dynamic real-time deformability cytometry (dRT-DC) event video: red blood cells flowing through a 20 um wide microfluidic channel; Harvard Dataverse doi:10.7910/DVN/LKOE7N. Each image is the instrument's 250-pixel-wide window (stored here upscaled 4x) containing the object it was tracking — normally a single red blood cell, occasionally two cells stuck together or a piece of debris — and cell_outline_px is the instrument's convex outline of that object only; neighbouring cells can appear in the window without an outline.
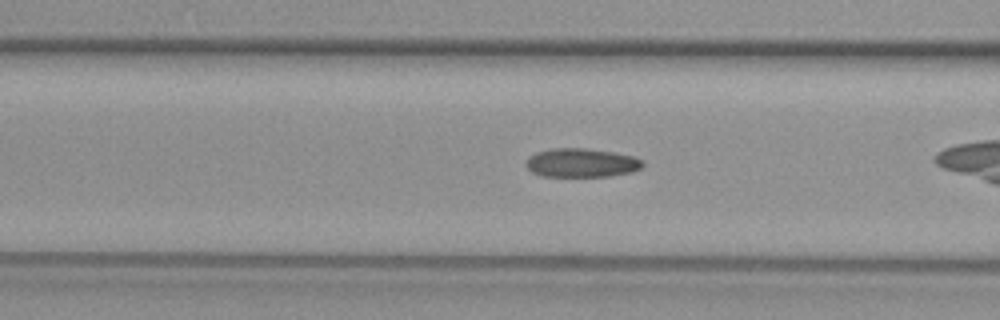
{"species": "common noctule bat (a hibernating species)", "species_latin": "Nyctalus noctula", "temperature_condition": "warm", "stored_images_in_passage": 24, "camera_frame_rate_fps": 3000, "um_per_image_px": 0.085, "animal": {"sex": "female", "body_mass_g": 29.2, "forearm_length_mm": 56.3}, "frame": {"image": 1, "passage_image": 11, "time_ms": 3.333, "image_size_px": [1000, 320], "cell_outline_px": [[644, 164], [640, 168], [632, 172], [608, 176], [540, 176], [532, 172], [524, 164], [528, 156], [536, 152], [552, 148], [584, 148], [612, 152], [632, 156], [640, 160]], "centroid_in_image_um": [49.36, 13.84], "position_along_channel_um": 117.2, "area_um2": 19.54}}
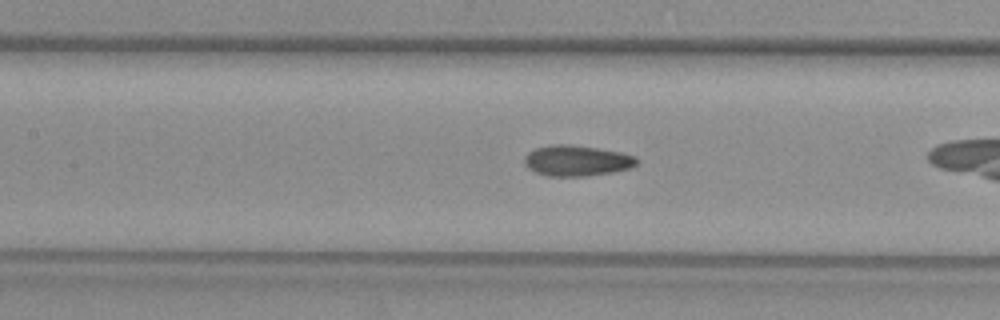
{"frame": {"image": 2, "passage_image": 14, "time_ms": 4.333, "image_size_px": [1000, 320], "cell_outline_px": [[636, 164], [632, 168], [612, 172], [584, 176], [548, 176], [536, 172], [528, 168], [524, 164], [524, 156], [528, 152], [536, 148], [552, 144], [568, 144], [596, 148], [620, 152], [636, 156]], "centroid_in_image_um": [49.0, 13.65], "position_along_channel_um": 158.4, "area_um2": 20.06}}
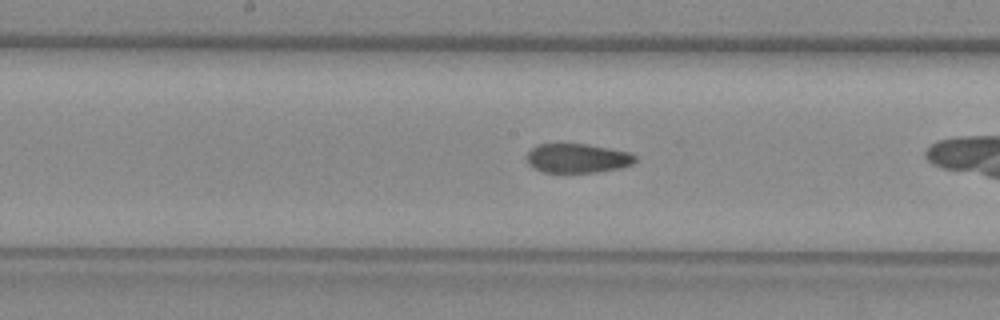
{"frame": {"image": 3, "passage_image": 17, "time_ms": 5.333, "image_size_px": [1000, 320], "cell_outline_px": [[636, 160], [632, 164], [620, 168], [596, 172], [544, 172], [532, 168], [528, 164], [528, 152], [536, 144], [588, 144], [632, 152], [636, 156]], "centroid_in_image_um": [49.1, 13.44], "position_along_channel_um": 199.1, "area_um2": 18.55}}